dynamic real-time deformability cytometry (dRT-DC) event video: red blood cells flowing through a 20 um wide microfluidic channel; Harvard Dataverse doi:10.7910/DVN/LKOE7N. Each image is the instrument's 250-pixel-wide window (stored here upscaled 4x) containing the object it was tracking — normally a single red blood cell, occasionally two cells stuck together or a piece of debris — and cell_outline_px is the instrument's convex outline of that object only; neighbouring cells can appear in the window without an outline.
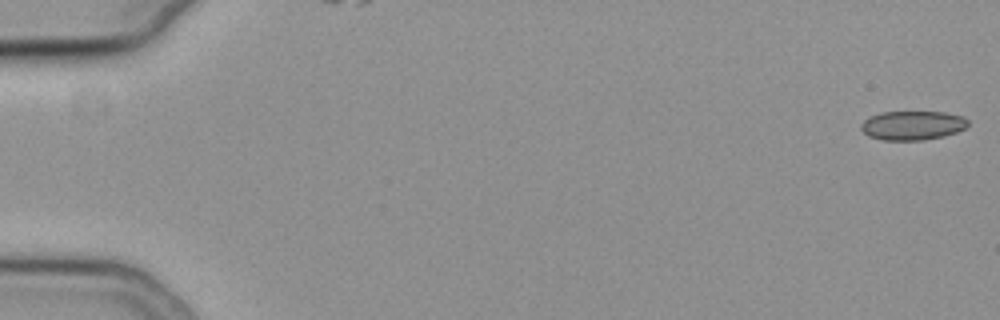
{"species": "common noctule bat (a hibernating species)", "species_latin": "Nyctalus noctula", "temperature_condition": "cold", "stored_images_in_passage": 17, "camera_frame_rate_fps": 3000, "um_per_image_px": 0.085, "animal": {"sex": "female", "body_mass_g": 19.3, "forearm_length_mm": 54.1}, "frame": {"image": 1, "passage_image": 1, "time_ms": 0.0, "image_size_px": [1000, 320], "cell_outline_px": [[968, 124], [964, 128], [956, 132], [944, 136], [924, 140], [884, 140], [868, 136], [860, 128], [860, 124], [868, 116], [880, 112], [944, 112], [964, 116], [968, 120]], "centroid_in_image_um": [77.54, 10.65], "position_along_channel_um": 7.5, "area_um2": 18.26}}
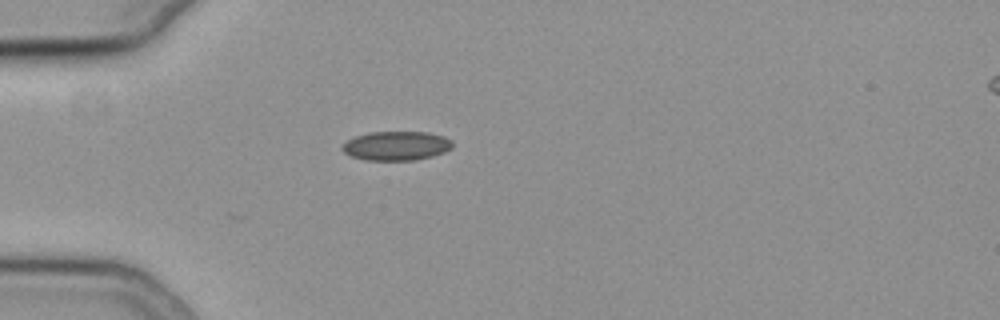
{"frame": {"image": 2, "passage_image": 17, "time_ms": 5.333, "image_size_px": [1000, 320], "cell_outline_px": [[452, 148], [444, 152], [432, 156], [412, 160], [368, 160], [352, 156], [344, 152], [340, 148], [348, 140], [356, 136], [368, 132], [428, 132], [444, 136], [452, 140]], "centroid_in_image_um": [33.71, 12.38], "position_along_channel_um": 51.3, "area_um2": 18.61}}